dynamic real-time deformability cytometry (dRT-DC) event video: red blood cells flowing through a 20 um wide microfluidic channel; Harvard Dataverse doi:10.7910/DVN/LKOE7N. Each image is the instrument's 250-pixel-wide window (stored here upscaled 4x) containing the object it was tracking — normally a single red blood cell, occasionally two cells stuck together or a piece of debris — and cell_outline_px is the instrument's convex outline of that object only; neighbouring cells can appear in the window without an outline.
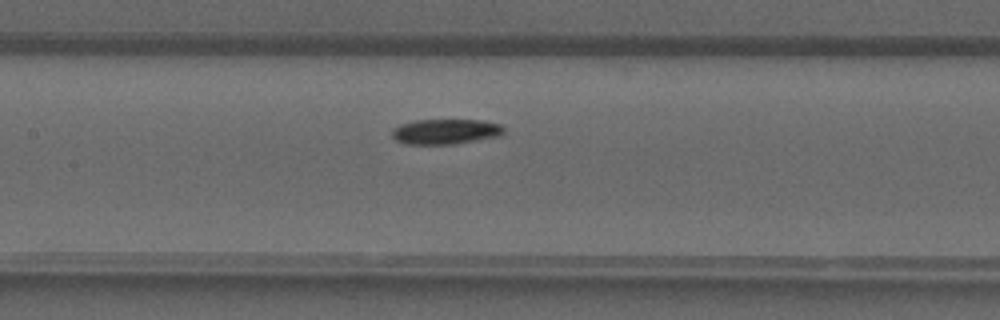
{"species": "common noctule bat (a hibernating species)", "species_latin": "Nyctalus noctula", "temperature_condition": "warm", "stored_images_in_passage": 37, "camera_frame_rate_fps": 3000, "um_per_image_px": 0.085, "animal": {"sex": "male", "forearm_length_mm": 52.5}, "frame": {"image": 1, "passage_image": 16, "time_ms": 5.0, "image_size_px": [1000, 320], "cell_outline_px": [[504, 132], [500, 136], [452, 144], [408, 144], [396, 140], [392, 136], [392, 128], [400, 124], [416, 120], [484, 120], [500, 124], [504, 128]], "centroid_in_image_um": [37.87, 11.17], "position_along_channel_um": 169.5, "area_um2": 16.42}}
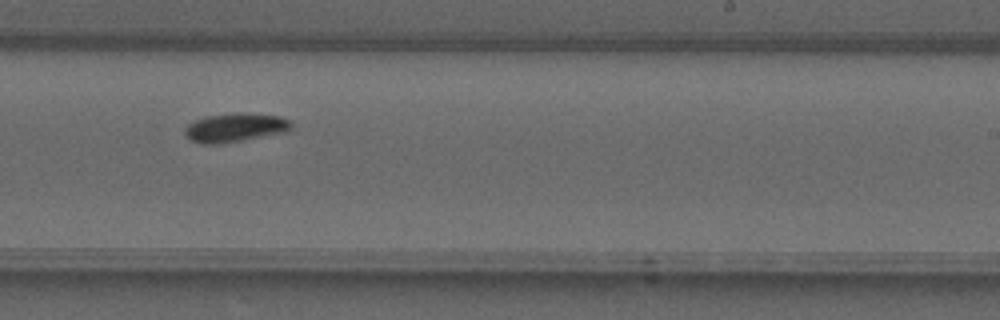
{"frame": {"image": 2, "passage_image": 22, "time_ms": 7.0, "image_size_px": [1000, 320], "cell_outline_px": [[292, 128], [288, 132], [220, 144], [200, 144], [192, 140], [184, 132], [184, 128], [188, 124], [196, 120], [208, 116], [240, 112], [244, 112], [280, 116], [292, 120]], "centroid_in_image_um": [20.05, 10.84], "position_along_channel_um": 269.0, "area_um2": 18.03}}
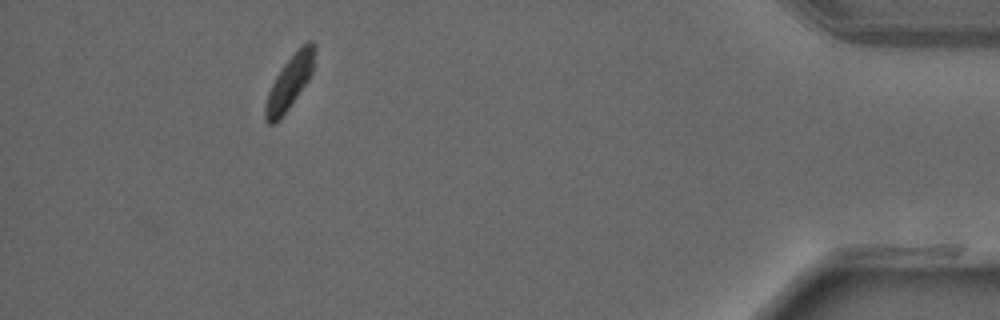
{"frame": {"image": 3, "passage_image": 34, "time_ms": 11.0, "image_size_px": [1000, 320], "cell_outline_px": [[316, 52], [312, 72], [308, 80], [288, 108], [272, 124], [268, 124], [264, 120], [264, 104], [268, 92], [276, 76], [284, 64], [300, 44], [308, 40], [312, 40], [316, 44]], "centroid_in_image_um": [24.63, 6.9], "position_along_channel_um": 410.6, "area_um2": 15.32}}